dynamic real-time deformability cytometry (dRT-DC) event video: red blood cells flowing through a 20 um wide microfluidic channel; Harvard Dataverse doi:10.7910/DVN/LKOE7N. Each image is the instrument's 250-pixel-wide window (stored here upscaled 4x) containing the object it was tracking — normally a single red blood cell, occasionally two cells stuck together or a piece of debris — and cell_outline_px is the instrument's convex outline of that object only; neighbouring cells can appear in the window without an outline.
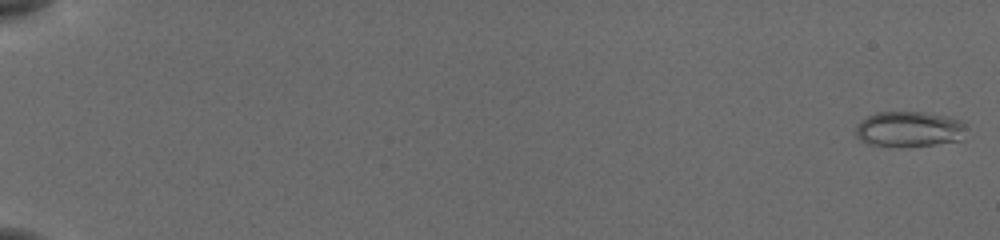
{"species": "common noctule bat (a hibernating species)", "species_latin": "Nyctalus noctula", "temperature_condition": "cold", "stored_images_in_passage": 56, "camera_frame_rate_fps": 3000, "um_per_image_px": 0.085, "animal": {"sex": "female", "body_mass_g": 19.5, "forearm_length_mm": 54.1}, "frame": {"image": 1, "passage_image": 1, "time_ms": 0.0, "image_size_px": [1000, 240], "cell_outline_px": [[964, 124], [960, 140], [932, 144], [868, 144], [860, 140], [856, 136], [856, 124], [868, 116], [876, 112], [924, 112], [944, 116], [960, 120]], "centroid_in_image_um": [77.22, 10.93], "position_along_channel_um": 7.8, "area_um2": 21.85}}
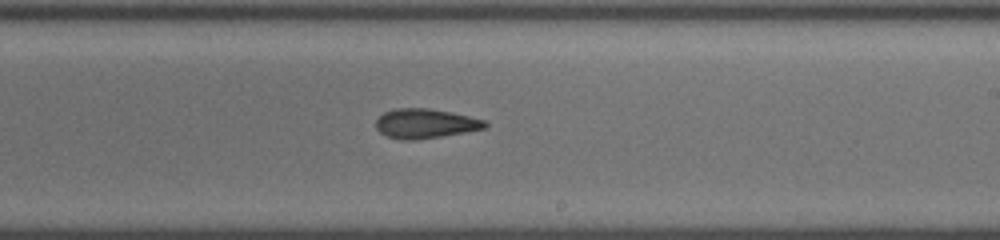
{"frame": {"image": 2, "passage_image": 36, "time_ms": 11.667, "image_size_px": [1000, 240], "cell_outline_px": [[488, 124], [484, 128], [464, 132], [440, 136], [412, 140], [400, 140], [388, 136], [380, 132], [376, 128], [376, 120], [384, 112], [396, 108], [428, 108], [452, 112], [484, 120]], "centroid_in_image_um": [36.12, 10.49], "position_along_channel_um": 252.9, "area_um2": 18.55}}
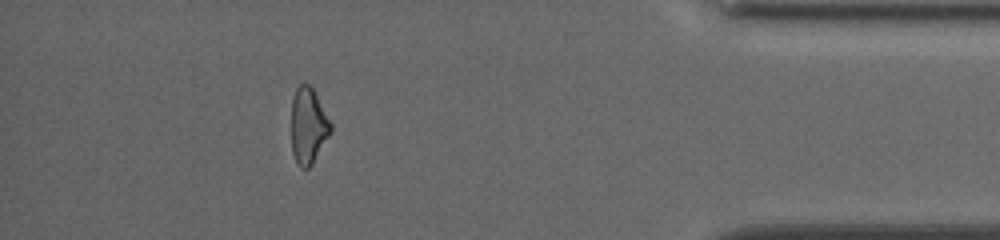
{"frame": {"image": 3, "passage_image": 51, "time_ms": 16.667, "image_size_px": [1000, 240], "cell_outline_px": [[332, 128], [328, 136], [312, 164], [308, 168], [300, 168], [296, 164], [292, 152], [292, 100], [296, 88], [300, 84], [308, 84], [312, 88], [332, 124]], "centroid_in_image_um": [26.18, 10.71], "position_along_channel_um": 409.0, "area_um2": 17.17}, "authors_computed_cell_mechanics": {"area_um2": 19.0451, "velocity_mm_per_s": 3.8508, "shape_relaxation_time_tau1_ms": 5.099, "shape_relaxation_time_tau2_ms": 7.2866, "deformation_change_tau1": 0.1636, "deformation_change_tau2": 0.1822}}